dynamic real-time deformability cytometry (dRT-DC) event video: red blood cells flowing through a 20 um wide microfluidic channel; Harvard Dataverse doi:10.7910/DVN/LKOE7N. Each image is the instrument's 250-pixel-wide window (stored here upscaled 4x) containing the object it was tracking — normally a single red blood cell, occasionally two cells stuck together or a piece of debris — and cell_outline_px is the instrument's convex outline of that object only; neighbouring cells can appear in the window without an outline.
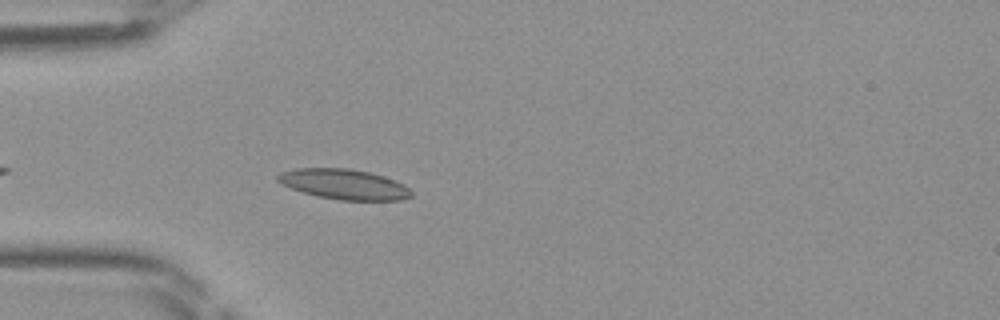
{"species": "Egyptian fruit bat (a non-hibernating species)", "species_latin": "Rousettus aegyptiacus", "temperature_condition": "room temperature", "stored_images_in_passage": 4, "camera_frame_rate_fps": 3000, "um_per_image_px": 0.085, "frame": {"image": 1, "passage_image": 1, "time_ms": 0.0, "image_size_px": [1000, 320], "cell_outline_px": [[412, 196], [400, 200], [340, 200], [316, 196], [292, 188], [276, 180], [276, 176], [280, 172], [296, 168], [348, 168], [368, 172], [384, 176], [396, 180], [404, 184], [412, 192]], "centroid_in_image_um": [29.25, 15.65], "position_along_channel_um": 55.7, "area_um2": 23.47}}